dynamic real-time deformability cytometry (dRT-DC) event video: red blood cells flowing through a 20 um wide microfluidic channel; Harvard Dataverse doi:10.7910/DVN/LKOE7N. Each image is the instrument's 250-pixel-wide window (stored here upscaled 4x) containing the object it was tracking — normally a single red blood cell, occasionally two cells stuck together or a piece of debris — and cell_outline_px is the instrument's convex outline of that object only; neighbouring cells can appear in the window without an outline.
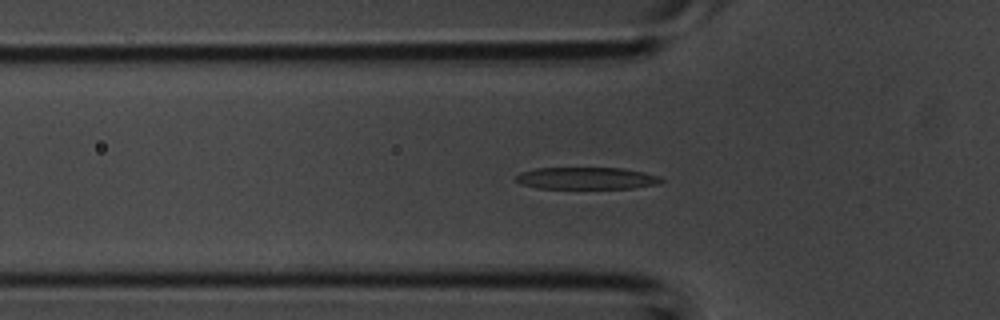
{"species": "common noctule bat (a hibernating species)", "species_latin": "Nyctalus noctula", "temperature_condition": "room temperature", "stored_images_in_passage": 42, "camera_frame_rate_fps": 3000, "um_per_image_px": 0.085, "animal": {"sex": "male", "body_mass_g": 20.1, "forearm_length_mm": 53.5}, "frame": {"image": 1, "passage_image": 14, "time_ms": 4.333, "image_size_px": [1000, 320], "cell_outline_px": [[664, 180], [660, 184], [632, 188], [536, 188], [524, 184], [516, 180], [516, 176], [520, 172], [536, 168], [624, 168], [644, 172], [656, 176]], "centroid_in_image_um": [49.87, 15.15], "position_along_channel_um": 75.9, "area_um2": 18.5}}
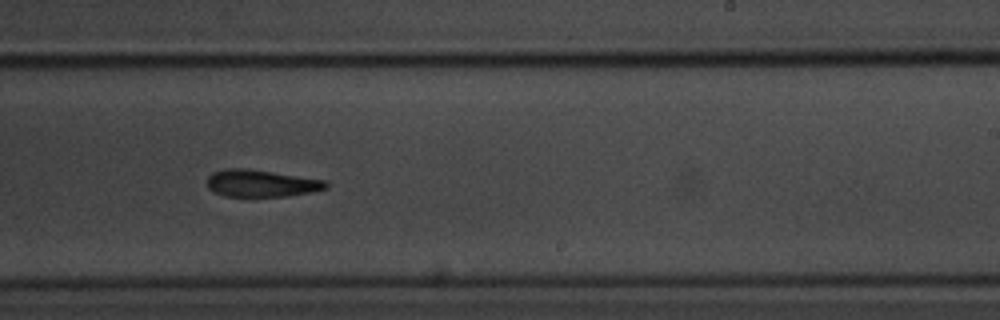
{"frame": {"image": 2, "passage_image": 26, "time_ms": 8.333, "image_size_px": [1000, 320], "cell_outline_px": [[328, 188], [288, 196], [224, 196], [212, 192], [208, 188], [208, 176], [212, 172], [224, 168], [248, 168], [324, 180], [328, 184]], "centroid_in_image_um": [22.14, 15.57], "position_along_channel_um": 266.9, "area_um2": 18.73}}
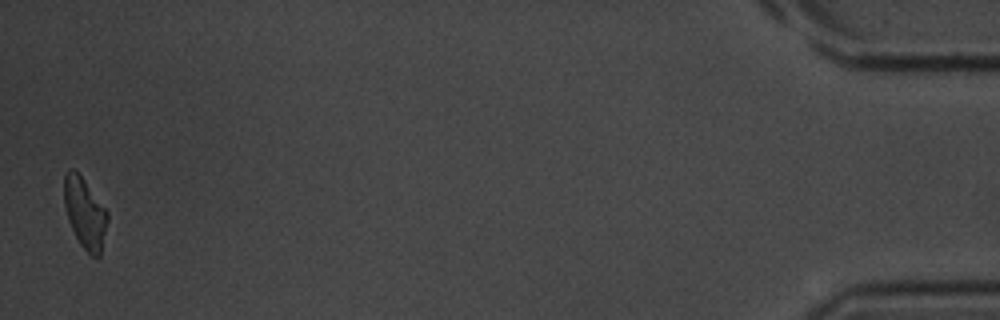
{"frame": {"image": 3, "passage_image": 42, "time_ms": 13.667, "image_size_px": [1000, 320], "cell_outline_px": [[108, 220], [100, 256], [92, 256], [80, 244], [68, 220], [64, 204], [64, 176], [68, 168], [72, 168], [84, 180], [108, 212]], "centroid_in_image_um": [7.21, 18.1], "position_along_channel_um": 428.0, "area_um2": 17.57}}